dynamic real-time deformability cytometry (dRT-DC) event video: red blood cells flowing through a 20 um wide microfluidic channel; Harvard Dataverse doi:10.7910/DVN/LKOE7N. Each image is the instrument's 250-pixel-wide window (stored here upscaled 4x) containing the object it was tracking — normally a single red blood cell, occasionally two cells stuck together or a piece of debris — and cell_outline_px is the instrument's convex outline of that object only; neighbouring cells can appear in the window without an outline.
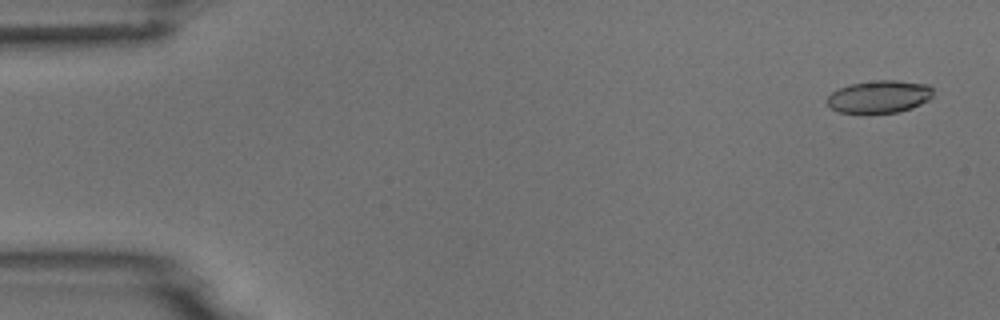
{"species": "common noctule bat (a hibernating species)", "species_latin": "Nyctalus noctula", "temperature_condition": "room temperature", "stored_images_in_passage": 5, "camera_frame_rate_fps": 3000, "um_per_image_px": 0.085, "animal": {"sex": "male", "body_mass_g": 18.8}, "frame": {"image": 1, "passage_image": 1, "time_ms": 0.0, "image_size_px": [1000, 320], "cell_outline_px": [[932, 96], [928, 100], [912, 108], [896, 112], [840, 112], [832, 108], [828, 104], [828, 96], [832, 92], [848, 84], [876, 80], [896, 80], [928, 84], [932, 88]], "centroid_in_image_um": [74.76, 8.19], "position_along_channel_um": 10.2, "area_um2": 19.83}}
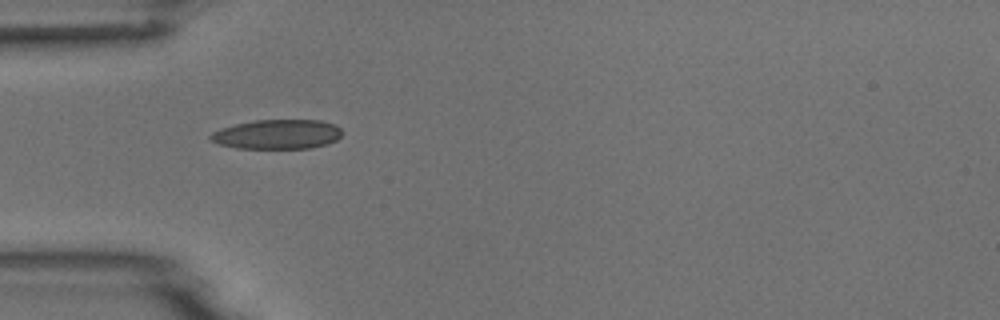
{"frame": {"image": 2, "passage_image": 5, "time_ms": 4.667, "image_size_px": [1000, 320], "cell_outline_px": [[344, 132], [336, 140], [328, 144], [312, 148], [236, 148], [220, 144], [208, 140], [208, 136], [212, 132], [220, 128], [236, 124], [256, 120], [320, 120], [336, 124]], "centroid_in_image_um": [23.58, 11.41], "position_along_channel_um": 61.4, "area_um2": 22.83}}